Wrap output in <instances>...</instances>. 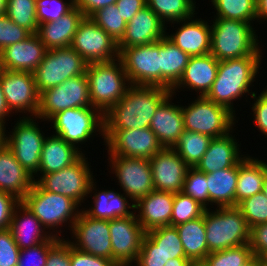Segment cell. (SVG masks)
<instances>
[{
    "instance_id": "cell-1",
    "label": "cell",
    "mask_w": 267,
    "mask_h": 266,
    "mask_svg": "<svg viewBox=\"0 0 267 266\" xmlns=\"http://www.w3.org/2000/svg\"><path fill=\"white\" fill-rule=\"evenodd\" d=\"M170 94L164 87L131 84L121 100L103 114L102 138L111 131L150 127L156 109Z\"/></svg>"
},
{
    "instance_id": "cell-2",
    "label": "cell",
    "mask_w": 267,
    "mask_h": 266,
    "mask_svg": "<svg viewBox=\"0 0 267 266\" xmlns=\"http://www.w3.org/2000/svg\"><path fill=\"white\" fill-rule=\"evenodd\" d=\"M262 56H246L219 61L218 72L211 89L205 96L207 99L226 107L234 115L233 101L244 97L255 81L259 72Z\"/></svg>"
},
{
    "instance_id": "cell-3",
    "label": "cell",
    "mask_w": 267,
    "mask_h": 266,
    "mask_svg": "<svg viewBox=\"0 0 267 266\" xmlns=\"http://www.w3.org/2000/svg\"><path fill=\"white\" fill-rule=\"evenodd\" d=\"M258 36L251 23L214 18L211 25V51L218 60L225 61L246 56H262Z\"/></svg>"
},
{
    "instance_id": "cell-4",
    "label": "cell",
    "mask_w": 267,
    "mask_h": 266,
    "mask_svg": "<svg viewBox=\"0 0 267 266\" xmlns=\"http://www.w3.org/2000/svg\"><path fill=\"white\" fill-rule=\"evenodd\" d=\"M204 211V225L209 253L249 244L250 228L237 206Z\"/></svg>"
},
{
    "instance_id": "cell-5",
    "label": "cell",
    "mask_w": 267,
    "mask_h": 266,
    "mask_svg": "<svg viewBox=\"0 0 267 266\" xmlns=\"http://www.w3.org/2000/svg\"><path fill=\"white\" fill-rule=\"evenodd\" d=\"M86 75L92 107L103 114L121 100L131 85L119 58L87 64Z\"/></svg>"
},
{
    "instance_id": "cell-6",
    "label": "cell",
    "mask_w": 267,
    "mask_h": 266,
    "mask_svg": "<svg viewBox=\"0 0 267 266\" xmlns=\"http://www.w3.org/2000/svg\"><path fill=\"white\" fill-rule=\"evenodd\" d=\"M22 202L47 230L58 233V226L69 223L71 230L81 210L71 198L42 189L35 181ZM78 207V208H77ZM69 220V221H68Z\"/></svg>"
},
{
    "instance_id": "cell-7",
    "label": "cell",
    "mask_w": 267,
    "mask_h": 266,
    "mask_svg": "<svg viewBox=\"0 0 267 266\" xmlns=\"http://www.w3.org/2000/svg\"><path fill=\"white\" fill-rule=\"evenodd\" d=\"M181 108L186 131L206 134L212 138L222 137L234 131L236 116L226 107L205 96H198L191 104Z\"/></svg>"
},
{
    "instance_id": "cell-8",
    "label": "cell",
    "mask_w": 267,
    "mask_h": 266,
    "mask_svg": "<svg viewBox=\"0 0 267 266\" xmlns=\"http://www.w3.org/2000/svg\"><path fill=\"white\" fill-rule=\"evenodd\" d=\"M48 121L53 123L54 135L78 149L77 145L95 136L93 133L99 132L103 136L104 132L103 113L95 107L68 108L57 112Z\"/></svg>"
},
{
    "instance_id": "cell-9",
    "label": "cell",
    "mask_w": 267,
    "mask_h": 266,
    "mask_svg": "<svg viewBox=\"0 0 267 266\" xmlns=\"http://www.w3.org/2000/svg\"><path fill=\"white\" fill-rule=\"evenodd\" d=\"M86 67L87 63L70 46L47 50L42 62L33 72L38 93L84 74Z\"/></svg>"
},
{
    "instance_id": "cell-10",
    "label": "cell",
    "mask_w": 267,
    "mask_h": 266,
    "mask_svg": "<svg viewBox=\"0 0 267 266\" xmlns=\"http://www.w3.org/2000/svg\"><path fill=\"white\" fill-rule=\"evenodd\" d=\"M80 107H92L86 72L41 92L35 119L48 121L57 112Z\"/></svg>"
},
{
    "instance_id": "cell-11",
    "label": "cell",
    "mask_w": 267,
    "mask_h": 266,
    "mask_svg": "<svg viewBox=\"0 0 267 266\" xmlns=\"http://www.w3.org/2000/svg\"><path fill=\"white\" fill-rule=\"evenodd\" d=\"M83 154L75 163L54 173L38 176L34 180L42 189L61 194L74 200L79 206L89 195L93 173ZM40 178V179H39Z\"/></svg>"
},
{
    "instance_id": "cell-12",
    "label": "cell",
    "mask_w": 267,
    "mask_h": 266,
    "mask_svg": "<svg viewBox=\"0 0 267 266\" xmlns=\"http://www.w3.org/2000/svg\"><path fill=\"white\" fill-rule=\"evenodd\" d=\"M37 124L34 117L26 115L24 117L23 114L12 129L13 131H10L11 134L5 136V145L34 180V175H38L40 155L46 138Z\"/></svg>"
},
{
    "instance_id": "cell-13",
    "label": "cell",
    "mask_w": 267,
    "mask_h": 266,
    "mask_svg": "<svg viewBox=\"0 0 267 266\" xmlns=\"http://www.w3.org/2000/svg\"><path fill=\"white\" fill-rule=\"evenodd\" d=\"M70 47L87 63L110 62L119 58L117 42L90 17H84Z\"/></svg>"
},
{
    "instance_id": "cell-14",
    "label": "cell",
    "mask_w": 267,
    "mask_h": 266,
    "mask_svg": "<svg viewBox=\"0 0 267 266\" xmlns=\"http://www.w3.org/2000/svg\"><path fill=\"white\" fill-rule=\"evenodd\" d=\"M119 59L130 84L160 87L159 41L123 48Z\"/></svg>"
},
{
    "instance_id": "cell-15",
    "label": "cell",
    "mask_w": 267,
    "mask_h": 266,
    "mask_svg": "<svg viewBox=\"0 0 267 266\" xmlns=\"http://www.w3.org/2000/svg\"><path fill=\"white\" fill-rule=\"evenodd\" d=\"M111 172L115 173L118 185L133 203L154 191L152 170L149 159L124 156L108 157Z\"/></svg>"
},
{
    "instance_id": "cell-16",
    "label": "cell",
    "mask_w": 267,
    "mask_h": 266,
    "mask_svg": "<svg viewBox=\"0 0 267 266\" xmlns=\"http://www.w3.org/2000/svg\"><path fill=\"white\" fill-rule=\"evenodd\" d=\"M72 247L81 252L113 261L109 220L87 216L81 209L72 230Z\"/></svg>"
},
{
    "instance_id": "cell-17",
    "label": "cell",
    "mask_w": 267,
    "mask_h": 266,
    "mask_svg": "<svg viewBox=\"0 0 267 266\" xmlns=\"http://www.w3.org/2000/svg\"><path fill=\"white\" fill-rule=\"evenodd\" d=\"M108 155L150 159L163 146L148 127L111 131L105 138Z\"/></svg>"
},
{
    "instance_id": "cell-18",
    "label": "cell",
    "mask_w": 267,
    "mask_h": 266,
    "mask_svg": "<svg viewBox=\"0 0 267 266\" xmlns=\"http://www.w3.org/2000/svg\"><path fill=\"white\" fill-rule=\"evenodd\" d=\"M0 82L9 110L14 113H30L36 118L39 96L33 73L2 69Z\"/></svg>"
},
{
    "instance_id": "cell-19",
    "label": "cell",
    "mask_w": 267,
    "mask_h": 266,
    "mask_svg": "<svg viewBox=\"0 0 267 266\" xmlns=\"http://www.w3.org/2000/svg\"><path fill=\"white\" fill-rule=\"evenodd\" d=\"M109 220L113 262L117 266H131L141 250L146 234L135 214Z\"/></svg>"
},
{
    "instance_id": "cell-20",
    "label": "cell",
    "mask_w": 267,
    "mask_h": 266,
    "mask_svg": "<svg viewBox=\"0 0 267 266\" xmlns=\"http://www.w3.org/2000/svg\"><path fill=\"white\" fill-rule=\"evenodd\" d=\"M149 161L155 191L182 192L189 166L174 148L163 147Z\"/></svg>"
},
{
    "instance_id": "cell-21",
    "label": "cell",
    "mask_w": 267,
    "mask_h": 266,
    "mask_svg": "<svg viewBox=\"0 0 267 266\" xmlns=\"http://www.w3.org/2000/svg\"><path fill=\"white\" fill-rule=\"evenodd\" d=\"M9 230L12 233L14 242L20 250L27 249L46 241H59L61 229L54 234L41 225L40 220L21 201L14 209ZM60 234V235H59ZM59 235V236H58Z\"/></svg>"
},
{
    "instance_id": "cell-22",
    "label": "cell",
    "mask_w": 267,
    "mask_h": 266,
    "mask_svg": "<svg viewBox=\"0 0 267 266\" xmlns=\"http://www.w3.org/2000/svg\"><path fill=\"white\" fill-rule=\"evenodd\" d=\"M166 28L162 20L146 6L127 22L125 33L117 43L118 51L159 41L166 35Z\"/></svg>"
},
{
    "instance_id": "cell-23",
    "label": "cell",
    "mask_w": 267,
    "mask_h": 266,
    "mask_svg": "<svg viewBox=\"0 0 267 266\" xmlns=\"http://www.w3.org/2000/svg\"><path fill=\"white\" fill-rule=\"evenodd\" d=\"M47 48L36 33L0 51L2 69L33 73L42 62Z\"/></svg>"
},
{
    "instance_id": "cell-24",
    "label": "cell",
    "mask_w": 267,
    "mask_h": 266,
    "mask_svg": "<svg viewBox=\"0 0 267 266\" xmlns=\"http://www.w3.org/2000/svg\"><path fill=\"white\" fill-rule=\"evenodd\" d=\"M191 18L173 22L172 24H182L176 33L167 34L166 37L178 48L191 56H202L211 51V26L207 21Z\"/></svg>"
},
{
    "instance_id": "cell-25",
    "label": "cell",
    "mask_w": 267,
    "mask_h": 266,
    "mask_svg": "<svg viewBox=\"0 0 267 266\" xmlns=\"http://www.w3.org/2000/svg\"><path fill=\"white\" fill-rule=\"evenodd\" d=\"M173 201L174 193L154 190L135 203V212L139 210L136 215L138 222L145 232L171 226Z\"/></svg>"
},
{
    "instance_id": "cell-26",
    "label": "cell",
    "mask_w": 267,
    "mask_h": 266,
    "mask_svg": "<svg viewBox=\"0 0 267 266\" xmlns=\"http://www.w3.org/2000/svg\"><path fill=\"white\" fill-rule=\"evenodd\" d=\"M219 61L211 54L191 56L182 77L171 89V94L176 90L187 89L198 91L200 97L206 96L216 79ZM178 88V89H177Z\"/></svg>"
},
{
    "instance_id": "cell-27",
    "label": "cell",
    "mask_w": 267,
    "mask_h": 266,
    "mask_svg": "<svg viewBox=\"0 0 267 266\" xmlns=\"http://www.w3.org/2000/svg\"><path fill=\"white\" fill-rule=\"evenodd\" d=\"M170 94L156 109L151 119L150 129L163 147L173 148L185 131L181 106L171 103Z\"/></svg>"
},
{
    "instance_id": "cell-28",
    "label": "cell",
    "mask_w": 267,
    "mask_h": 266,
    "mask_svg": "<svg viewBox=\"0 0 267 266\" xmlns=\"http://www.w3.org/2000/svg\"><path fill=\"white\" fill-rule=\"evenodd\" d=\"M229 132L227 135L213 138L196 168L206 174L227 169L239 164L245 155H240V146ZM243 156V157H242Z\"/></svg>"
},
{
    "instance_id": "cell-29",
    "label": "cell",
    "mask_w": 267,
    "mask_h": 266,
    "mask_svg": "<svg viewBox=\"0 0 267 266\" xmlns=\"http://www.w3.org/2000/svg\"><path fill=\"white\" fill-rule=\"evenodd\" d=\"M34 184V178L17 161L10 149L0 148V191L22 201Z\"/></svg>"
},
{
    "instance_id": "cell-30",
    "label": "cell",
    "mask_w": 267,
    "mask_h": 266,
    "mask_svg": "<svg viewBox=\"0 0 267 266\" xmlns=\"http://www.w3.org/2000/svg\"><path fill=\"white\" fill-rule=\"evenodd\" d=\"M84 17L80 9L75 6L58 20L40 24L36 34L47 50L69 47Z\"/></svg>"
},
{
    "instance_id": "cell-31",
    "label": "cell",
    "mask_w": 267,
    "mask_h": 266,
    "mask_svg": "<svg viewBox=\"0 0 267 266\" xmlns=\"http://www.w3.org/2000/svg\"><path fill=\"white\" fill-rule=\"evenodd\" d=\"M96 185L94 180L91 182L89 187V195L95 190L93 197V203L91 208L87 210H82L87 216L96 218V219H104V220H112L117 218H124L132 216L135 212L129 211V209H135V203H128V196H124V193L114 192L113 190H100L97 192Z\"/></svg>"
},
{
    "instance_id": "cell-32",
    "label": "cell",
    "mask_w": 267,
    "mask_h": 266,
    "mask_svg": "<svg viewBox=\"0 0 267 266\" xmlns=\"http://www.w3.org/2000/svg\"><path fill=\"white\" fill-rule=\"evenodd\" d=\"M84 153L61 137H46L40 155L38 173H54L75 163Z\"/></svg>"
},
{
    "instance_id": "cell-33",
    "label": "cell",
    "mask_w": 267,
    "mask_h": 266,
    "mask_svg": "<svg viewBox=\"0 0 267 266\" xmlns=\"http://www.w3.org/2000/svg\"><path fill=\"white\" fill-rule=\"evenodd\" d=\"M160 87L171 90L180 80L190 56L166 36L159 40Z\"/></svg>"
},
{
    "instance_id": "cell-34",
    "label": "cell",
    "mask_w": 267,
    "mask_h": 266,
    "mask_svg": "<svg viewBox=\"0 0 267 266\" xmlns=\"http://www.w3.org/2000/svg\"><path fill=\"white\" fill-rule=\"evenodd\" d=\"M266 172V162L245 156L238 164L235 206L244 199L262 192Z\"/></svg>"
},
{
    "instance_id": "cell-35",
    "label": "cell",
    "mask_w": 267,
    "mask_h": 266,
    "mask_svg": "<svg viewBox=\"0 0 267 266\" xmlns=\"http://www.w3.org/2000/svg\"><path fill=\"white\" fill-rule=\"evenodd\" d=\"M209 202L217 207L235 206L238 164L206 174Z\"/></svg>"
},
{
    "instance_id": "cell-36",
    "label": "cell",
    "mask_w": 267,
    "mask_h": 266,
    "mask_svg": "<svg viewBox=\"0 0 267 266\" xmlns=\"http://www.w3.org/2000/svg\"><path fill=\"white\" fill-rule=\"evenodd\" d=\"M185 255L190 260H204L208 254L204 213L201 217L175 226Z\"/></svg>"
},
{
    "instance_id": "cell-37",
    "label": "cell",
    "mask_w": 267,
    "mask_h": 266,
    "mask_svg": "<svg viewBox=\"0 0 267 266\" xmlns=\"http://www.w3.org/2000/svg\"><path fill=\"white\" fill-rule=\"evenodd\" d=\"M212 139L209 135L185 130L173 148L189 167H196Z\"/></svg>"
},
{
    "instance_id": "cell-38",
    "label": "cell",
    "mask_w": 267,
    "mask_h": 266,
    "mask_svg": "<svg viewBox=\"0 0 267 266\" xmlns=\"http://www.w3.org/2000/svg\"><path fill=\"white\" fill-rule=\"evenodd\" d=\"M147 6L162 20L166 22H177L191 18L197 13L194 0H146ZM195 2V3H194ZM166 21V22H165Z\"/></svg>"
},
{
    "instance_id": "cell-39",
    "label": "cell",
    "mask_w": 267,
    "mask_h": 266,
    "mask_svg": "<svg viewBox=\"0 0 267 266\" xmlns=\"http://www.w3.org/2000/svg\"><path fill=\"white\" fill-rule=\"evenodd\" d=\"M211 2L214 9L216 8L217 16L215 18L248 23H253L256 20L257 0H211Z\"/></svg>"
},
{
    "instance_id": "cell-40",
    "label": "cell",
    "mask_w": 267,
    "mask_h": 266,
    "mask_svg": "<svg viewBox=\"0 0 267 266\" xmlns=\"http://www.w3.org/2000/svg\"><path fill=\"white\" fill-rule=\"evenodd\" d=\"M157 246L166 259L186 257L179 233L175 226H163L145 234Z\"/></svg>"
},
{
    "instance_id": "cell-41",
    "label": "cell",
    "mask_w": 267,
    "mask_h": 266,
    "mask_svg": "<svg viewBox=\"0 0 267 266\" xmlns=\"http://www.w3.org/2000/svg\"><path fill=\"white\" fill-rule=\"evenodd\" d=\"M6 15L31 34L37 32L36 0H7Z\"/></svg>"
},
{
    "instance_id": "cell-42",
    "label": "cell",
    "mask_w": 267,
    "mask_h": 266,
    "mask_svg": "<svg viewBox=\"0 0 267 266\" xmlns=\"http://www.w3.org/2000/svg\"><path fill=\"white\" fill-rule=\"evenodd\" d=\"M89 17L117 43L123 37L127 23L122 19V15L115 4L100 8Z\"/></svg>"
},
{
    "instance_id": "cell-43",
    "label": "cell",
    "mask_w": 267,
    "mask_h": 266,
    "mask_svg": "<svg viewBox=\"0 0 267 266\" xmlns=\"http://www.w3.org/2000/svg\"><path fill=\"white\" fill-rule=\"evenodd\" d=\"M205 208L196 200L183 192L174 194L173 210L171 215V226L199 218L203 215Z\"/></svg>"
},
{
    "instance_id": "cell-44",
    "label": "cell",
    "mask_w": 267,
    "mask_h": 266,
    "mask_svg": "<svg viewBox=\"0 0 267 266\" xmlns=\"http://www.w3.org/2000/svg\"><path fill=\"white\" fill-rule=\"evenodd\" d=\"M249 244L209 253L204 259L209 266H243L253 257Z\"/></svg>"
},
{
    "instance_id": "cell-45",
    "label": "cell",
    "mask_w": 267,
    "mask_h": 266,
    "mask_svg": "<svg viewBox=\"0 0 267 266\" xmlns=\"http://www.w3.org/2000/svg\"><path fill=\"white\" fill-rule=\"evenodd\" d=\"M237 207L249 228L267 223V198L263 192L244 199Z\"/></svg>"
},
{
    "instance_id": "cell-46",
    "label": "cell",
    "mask_w": 267,
    "mask_h": 266,
    "mask_svg": "<svg viewBox=\"0 0 267 266\" xmlns=\"http://www.w3.org/2000/svg\"><path fill=\"white\" fill-rule=\"evenodd\" d=\"M207 184L206 173L199 171L196 167H189L182 192L208 209L210 202Z\"/></svg>"
},
{
    "instance_id": "cell-47",
    "label": "cell",
    "mask_w": 267,
    "mask_h": 266,
    "mask_svg": "<svg viewBox=\"0 0 267 266\" xmlns=\"http://www.w3.org/2000/svg\"><path fill=\"white\" fill-rule=\"evenodd\" d=\"M75 7V1L70 0H36V17L38 24L56 21Z\"/></svg>"
},
{
    "instance_id": "cell-48",
    "label": "cell",
    "mask_w": 267,
    "mask_h": 266,
    "mask_svg": "<svg viewBox=\"0 0 267 266\" xmlns=\"http://www.w3.org/2000/svg\"><path fill=\"white\" fill-rule=\"evenodd\" d=\"M30 35L28 30L14 23L6 14L0 15V51Z\"/></svg>"
},
{
    "instance_id": "cell-49",
    "label": "cell",
    "mask_w": 267,
    "mask_h": 266,
    "mask_svg": "<svg viewBox=\"0 0 267 266\" xmlns=\"http://www.w3.org/2000/svg\"><path fill=\"white\" fill-rule=\"evenodd\" d=\"M58 241H46L41 244L20 250L17 266H45L48 251Z\"/></svg>"
},
{
    "instance_id": "cell-50",
    "label": "cell",
    "mask_w": 267,
    "mask_h": 266,
    "mask_svg": "<svg viewBox=\"0 0 267 266\" xmlns=\"http://www.w3.org/2000/svg\"><path fill=\"white\" fill-rule=\"evenodd\" d=\"M20 249L9 229L0 230V266H17Z\"/></svg>"
},
{
    "instance_id": "cell-51",
    "label": "cell",
    "mask_w": 267,
    "mask_h": 266,
    "mask_svg": "<svg viewBox=\"0 0 267 266\" xmlns=\"http://www.w3.org/2000/svg\"><path fill=\"white\" fill-rule=\"evenodd\" d=\"M167 260L158 250V246L146 235L142 240L141 250L134 263L137 266H164Z\"/></svg>"
},
{
    "instance_id": "cell-52",
    "label": "cell",
    "mask_w": 267,
    "mask_h": 266,
    "mask_svg": "<svg viewBox=\"0 0 267 266\" xmlns=\"http://www.w3.org/2000/svg\"><path fill=\"white\" fill-rule=\"evenodd\" d=\"M45 266H71L70 242L63 237L48 251Z\"/></svg>"
},
{
    "instance_id": "cell-53",
    "label": "cell",
    "mask_w": 267,
    "mask_h": 266,
    "mask_svg": "<svg viewBox=\"0 0 267 266\" xmlns=\"http://www.w3.org/2000/svg\"><path fill=\"white\" fill-rule=\"evenodd\" d=\"M249 245L254 256L267 258V223L250 228Z\"/></svg>"
},
{
    "instance_id": "cell-54",
    "label": "cell",
    "mask_w": 267,
    "mask_h": 266,
    "mask_svg": "<svg viewBox=\"0 0 267 266\" xmlns=\"http://www.w3.org/2000/svg\"><path fill=\"white\" fill-rule=\"evenodd\" d=\"M71 266H117L112 260L76 250L70 244Z\"/></svg>"
},
{
    "instance_id": "cell-55",
    "label": "cell",
    "mask_w": 267,
    "mask_h": 266,
    "mask_svg": "<svg viewBox=\"0 0 267 266\" xmlns=\"http://www.w3.org/2000/svg\"><path fill=\"white\" fill-rule=\"evenodd\" d=\"M257 94L254 93L251 98L256 99L252 105V115L254 118V124L262 132V135L265 134L267 137V95L262 91L257 97Z\"/></svg>"
},
{
    "instance_id": "cell-56",
    "label": "cell",
    "mask_w": 267,
    "mask_h": 266,
    "mask_svg": "<svg viewBox=\"0 0 267 266\" xmlns=\"http://www.w3.org/2000/svg\"><path fill=\"white\" fill-rule=\"evenodd\" d=\"M20 202L10 193L0 191V230L9 229L13 211Z\"/></svg>"
},
{
    "instance_id": "cell-57",
    "label": "cell",
    "mask_w": 267,
    "mask_h": 266,
    "mask_svg": "<svg viewBox=\"0 0 267 266\" xmlns=\"http://www.w3.org/2000/svg\"><path fill=\"white\" fill-rule=\"evenodd\" d=\"M115 5L122 15V19L129 22L138 11L147 6L146 0H117Z\"/></svg>"
},
{
    "instance_id": "cell-58",
    "label": "cell",
    "mask_w": 267,
    "mask_h": 266,
    "mask_svg": "<svg viewBox=\"0 0 267 266\" xmlns=\"http://www.w3.org/2000/svg\"><path fill=\"white\" fill-rule=\"evenodd\" d=\"M75 6L80 9L85 17H89L96 10L115 4L117 0H74Z\"/></svg>"
},
{
    "instance_id": "cell-59",
    "label": "cell",
    "mask_w": 267,
    "mask_h": 266,
    "mask_svg": "<svg viewBox=\"0 0 267 266\" xmlns=\"http://www.w3.org/2000/svg\"><path fill=\"white\" fill-rule=\"evenodd\" d=\"M11 113V111L9 110L7 103H6V99L2 90V86H1V82H0V124L5 126L6 123V118L7 116Z\"/></svg>"
},
{
    "instance_id": "cell-60",
    "label": "cell",
    "mask_w": 267,
    "mask_h": 266,
    "mask_svg": "<svg viewBox=\"0 0 267 266\" xmlns=\"http://www.w3.org/2000/svg\"><path fill=\"white\" fill-rule=\"evenodd\" d=\"M267 21V0H257V8H256V20L258 22Z\"/></svg>"
},
{
    "instance_id": "cell-61",
    "label": "cell",
    "mask_w": 267,
    "mask_h": 266,
    "mask_svg": "<svg viewBox=\"0 0 267 266\" xmlns=\"http://www.w3.org/2000/svg\"><path fill=\"white\" fill-rule=\"evenodd\" d=\"M189 262L190 259H188L187 257H178L167 260L164 266H188Z\"/></svg>"
},
{
    "instance_id": "cell-62",
    "label": "cell",
    "mask_w": 267,
    "mask_h": 266,
    "mask_svg": "<svg viewBox=\"0 0 267 266\" xmlns=\"http://www.w3.org/2000/svg\"><path fill=\"white\" fill-rule=\"evenodd\" d=\"M5 129L6 127L0 124V148L5 145V136L7 135Z\"/></svg>"
},
{
    "instance_id": "cell-63",
    "label": "cell",
    "mask_w": 267,
    "mask_h": 266,
    "mask_svg": "<svg viewBox=\"0 0 267 266\" xmlns=\"http://www.w3.org/2000/svg\"><path fill=\"white\" fill-rule=\"evenodd\" d=\"M188 266H209L205 260H190Z\"/></svg>"
},
{
    "instance_id": "cell-64",
    "label": "cell",
    "mask_w": 267,
    "mask_h": 266,
    "mask_svg": "<svg viewBox=\"0 0 267 266\" xmlns=\"http://www.w3.org/2000/svg\"><path fill=\"white\" fill-rule=\"evenodd\" d=\"M243 266H258V257L253 256L248 262H246Z\"/></svg>"
},
{
    "instance_id": "cell-65",
    "label": "cell",
    "mask_w": 267,
    "mask_h": 266,
    "mask_svg": "<svg viewBox=\"0 0 267 266\" xmlns=\"http://www.w3.org/2000/svg\"><path fill=\"white\" fill-rule=\"evenodd\" d=\"M7 0H0V15L6 14Z\"/></svg>"
},
{
    "instance_id": "cell-66",
    "label": "cell",
    "mask_w": 267,
    "mask_h": 266,
    "mask_svg": "<svg viewBox=\"0 0 267 266\" xmlns=\"http://www.w3.org/2000/svg\"><path fill=\"white\" fill-rule=\"evenodd\" d=\"M262 192L265 194L266 198H267V172H266V176L263 182V189Z\"/></svg>"
},
{
    "instance_id": "cell-67",
    "label": "cell",
    "mask_w": 267,
    "mask_h": 266,
    "mask_svg": "<svg viewBox=\"0 0 267 266\" xmlns=\"http://www.w3.org/2000/svg\"><path fill=\"white\" fill-rule=\"evenodd\" d=\"M258 266H267V258L258 257Z\"/></svg>"
},
{
    "instance_id": "cell-68",
    "label": "cell",
    "mask_w": 267,
    "mask_h": 266,
    "mask_svg": "<svg viewBox=\"0 0 267 266\" xmlns=\"http://www.w3.org/2000/svg\"><path fill=\"white\" fill-rule=\"evenodd\" d=\"M263 92L267 95V89L266 88L263 90Z\"/></svg>"
}]
</instances>
